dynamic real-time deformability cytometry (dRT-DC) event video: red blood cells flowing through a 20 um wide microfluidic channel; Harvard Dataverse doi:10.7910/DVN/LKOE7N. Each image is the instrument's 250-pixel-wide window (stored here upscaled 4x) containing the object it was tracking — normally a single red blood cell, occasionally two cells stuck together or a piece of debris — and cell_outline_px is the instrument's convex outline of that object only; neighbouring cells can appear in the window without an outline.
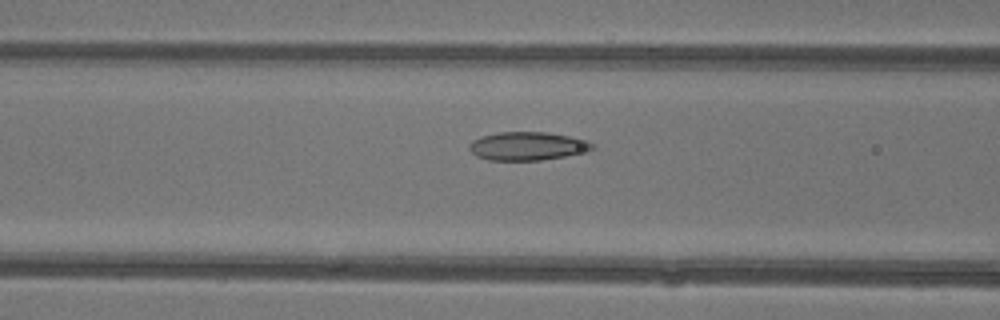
{"species": "common noctule bat (a hibernating species)", "species_latin": "Nyctalus noctula", "temperature_condition": "warm", "stored_images_in_passage": 41, "camera_frame_rate_fps": 3000, "um_per_image_px": 0.085, "animal": {"sex": "female"}, "frame": {"image": 1, "passage_image": 14, "time_ms": 4.333, "image_size_px": [1000, 320], "cell_outline_px": [[596, 148], [588, 152], [540, 160], [488, 160], [476, 156], [468, 148], [468, 144], [472, 140], [480, 136], [496, 132], [548, 132], [588, 140], [596, 144]], "centroid_in_image_um": [44.85, 12.41], "position_along_channel_um": 121.7, "area_um2": 20.69}}
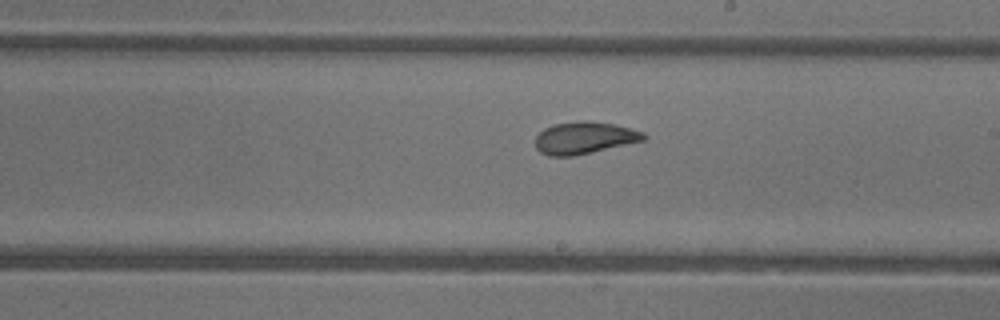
{"frame": {"image": 2, "passage_image": 22, "time_ms": 7.0, "image_size_px": [1000, 320], "cell_outline_px": [[648, 136], [644, 140], [592, 152], [572, 156], [548, 156], [540, 152], [536, 148], [536, 136], [544, 128], [552, 124], [580, 120], [588, 120], [616, 124], [644, 132]], "centroid_in_image_um": [49.67, 11.7], "position_along_channel_um": 239.3, "area_um2": 20.4}}
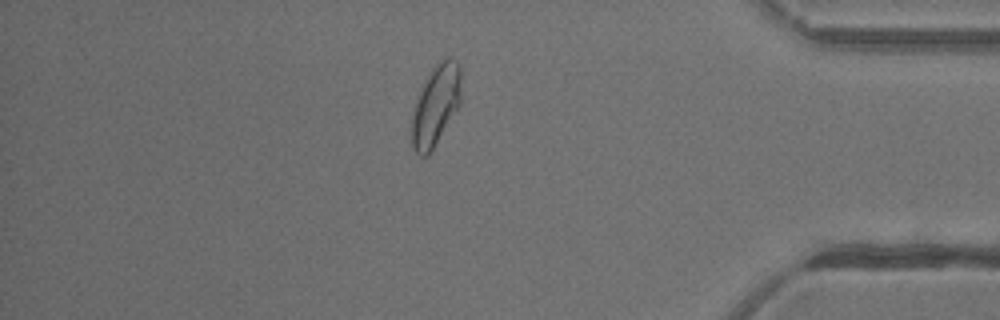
{"frame": {"image": 3, "passage_image": 35, "time_ms": 11.333, "image_size_px": [1000, 320], "cell_outline_px": [[460, 104], [428, 156], [420, 156], [412, 148], [412, 116], [416, 96], [432, 68], [440, 60], [448, 56], [452, 56], [456, 60], [460, 68]], "centroid_in_image_um": [37.02, 8.92], "position_along_channel_um": 398.2, "area_um2": 23.12}, "authors_computed_cell_mechanics": {"area_um2": 21.7328, "velocity_mm_per_s": 4.4188, "shape_relaxation_time_tau1_ms": 4.2279, "shape_relaxation_time_tau2_ms": 1.1922, "deformation_change_tau1": 0.1399, "deformation_change_tau2": 0.0552}}